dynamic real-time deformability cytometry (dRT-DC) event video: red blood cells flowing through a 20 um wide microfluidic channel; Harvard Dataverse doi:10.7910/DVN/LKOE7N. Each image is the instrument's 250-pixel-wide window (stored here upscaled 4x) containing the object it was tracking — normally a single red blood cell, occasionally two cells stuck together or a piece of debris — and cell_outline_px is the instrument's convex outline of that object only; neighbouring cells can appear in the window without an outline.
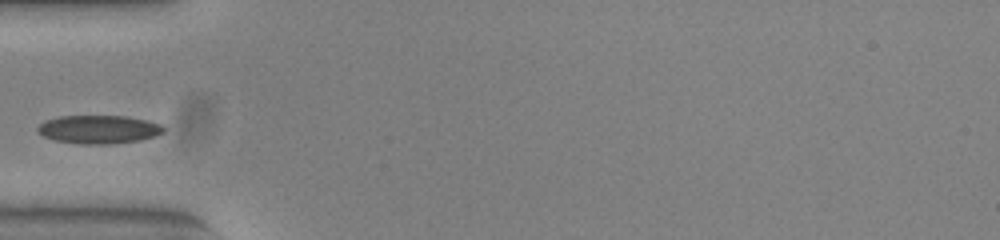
{"species": "common noctule bat (a hibernating species)", "species_latin": "Nyctalus noctula", "temperature_condition": "warm", "stored_images_in_passage": 37, "camera_frame_rate_fps": 3000, "um_per_image_px": 0.085, "animal": {"sex": "female", "body_mass_g": 23.0, "forearm_length_mm": 53.4}, "frame": {"image": 1, "passage_image": 1, "time_ms": 0.0, "image_size_px": [1000, 240], "cell_outline_px": [[164, 132], [156, 136], [140, 140], [112, 144], [80, 144], [56, 140], [44, 136], [36, 132], [36, 128], [44, 120], [60, 116], [124, 116], [144, 120], [160, 124], [164, 128]], "centroid_in_image_um": [8.36, 11.0], "position_along_channel_um": 76.6, "area_um2": 20.81}}
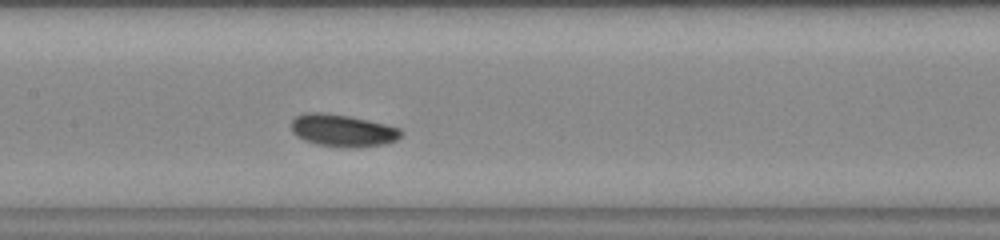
{"frame": {"image": 2, "passage_image": 9, "time_ms": 2.667, "image_size_px": [1000, 240], "cell_outline_px": [[404, 132], [396, 140], [384, 144], [356, 148], [316, 144], [304, 140], [296, 136], [292, 132], [292, 120], [296, 116], [304, 112], [324, 112], [348, 116], [368, 120], [400, 128]], "centroid_in_image_um": [29.11, 11.09], "position_along_channel_um": 178.3, "area_um2": 20.63}}
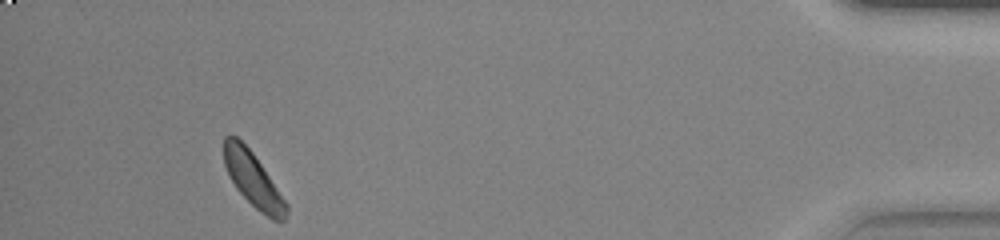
{"frame": {"image": 3, "passage_image": 33, "time_ms": 10.667, "image_size_px": [1000, 240], "cell_outline_px": [[288, 212], [284, 220], [272, 220], [260, 212], [236, 188], [224, 164], [224, 136], [236, 136], [252, 152], [288, 204]], "centroid_in_image_um": [21.52, 15.28], "position_along_channel_um": 413.7, "area_um2": 19.25}}